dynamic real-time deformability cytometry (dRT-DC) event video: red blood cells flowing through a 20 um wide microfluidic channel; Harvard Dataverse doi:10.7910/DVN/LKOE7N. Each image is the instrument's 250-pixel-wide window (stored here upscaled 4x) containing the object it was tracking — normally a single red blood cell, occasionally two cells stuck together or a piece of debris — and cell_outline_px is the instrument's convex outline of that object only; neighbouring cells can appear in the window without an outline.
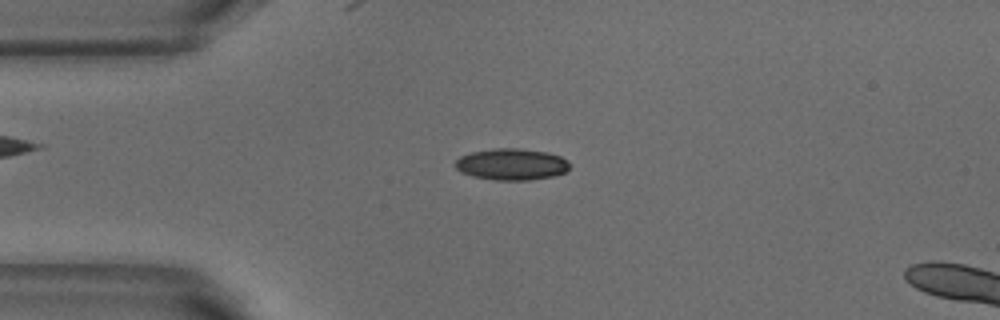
{"species": "common noctule bat (a hibernating species)", "species_latin": "Nyctalus noctula", "temperature_condition": "warm", "stored_images_in_passage": 7, "camera_frame_rate_fps": 3000, "um_per_image_px": 0.085, "animal": {"sex": "male", "body_mass_g": 18.8}, "frame": {"image": 1, "passage_image": 2, "time_ms": 0.333, "image_size_px": [1000, 320], "cell_outline_px": [[568, 168], [564, 172], [552, 176], [528, 180], [496, 180], [472, 176], [460, 172], [452, 164], [460, 156], [472, 152], [492, 148], [520, 148], [548, 152], [560, 156], [568, 160]], "centroid_in_image_um": [43.44, 13.95], "position_along_channel_um": 41.6, "area_um2": 21.1}}
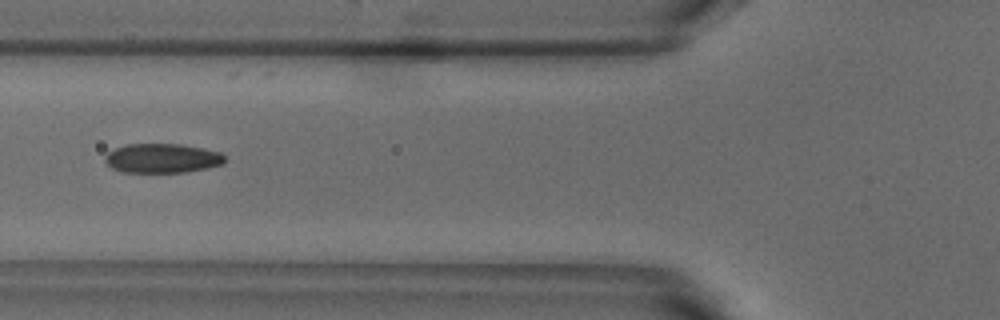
{"frame": {"image": 2, "passage_image": 4, "time_ms": 1.0, "image_size_px": [1000, 320], "cell_outline_px": [[224, 164], [184, 172], [124, 172], [112, 168], [104, 160], [104, 156], [108, 152], [116, 148], [128, 144], [180, 144], [220, 152], [224, 156]], "centroid_in_image_um": [13.76, 13.45], "position_along_channel_um": 112.0, "area_um2": 20.23}}